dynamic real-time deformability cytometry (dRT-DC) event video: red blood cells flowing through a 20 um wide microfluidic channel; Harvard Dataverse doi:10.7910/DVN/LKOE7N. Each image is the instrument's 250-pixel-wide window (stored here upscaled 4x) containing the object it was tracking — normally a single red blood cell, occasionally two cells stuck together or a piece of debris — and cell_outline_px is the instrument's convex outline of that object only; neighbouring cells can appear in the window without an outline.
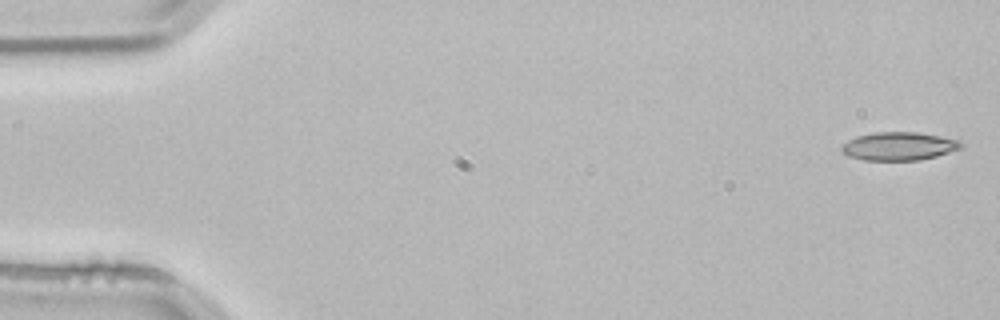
{"species": "common noctule bat (a hibernating species)", "species_latin": "Nyctalus noctula", "temperature_condition": "room temperature", "stored_images_in_passage": 52, "camera_frame_rate_fps": 3000, "um_per_image_px": 0.085, "animal": {"sex": "male", "body_mass_g": 21.5, "forearm_length_mm": 52.0}, "frame": {"image": 1, "passage_image": 1, "time_ms": 0.0, "image_size_px": [1000, 320], "cell_outline_px": [[964, 144], [960, 148], [936, 156], [920, 160], [864, 160], [848, 156], [840, 152], [840, 144], [856, 136], [876, 132], [916, 132], [940, 136], [960, 140]], "centroid_in_image_um": [76.35, 12.42], "position_along_channel_um": 8.6, "area_um2": 19.77}}
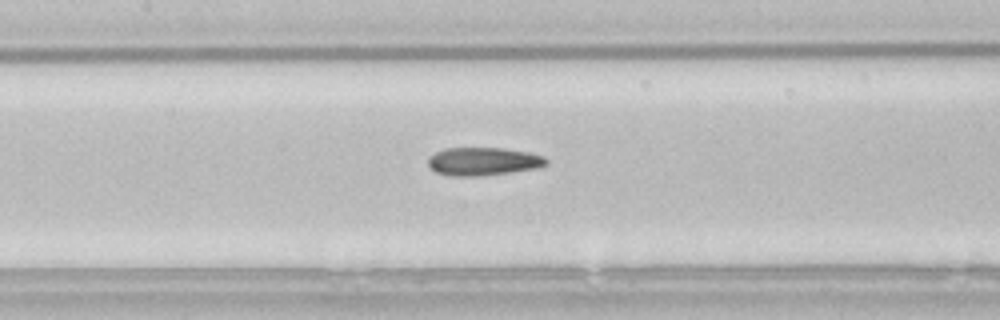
{"frame": {"image": 2, "passage_image": 24, "time_ms": 7.667, "image_size_px": [1000, 320], "cell_outline_px": [[548, 164], [540, 168], [480, 176], [452, 176], [436, 172], [428, 164], [428, 156], [444, 148], [504, 148], [528, 152], [544, 156], [548, 160]], "centroid_in_image_um": [41.1, 13.72], "position_along_channel_um": 166.3, "area_um2": 19.48}}
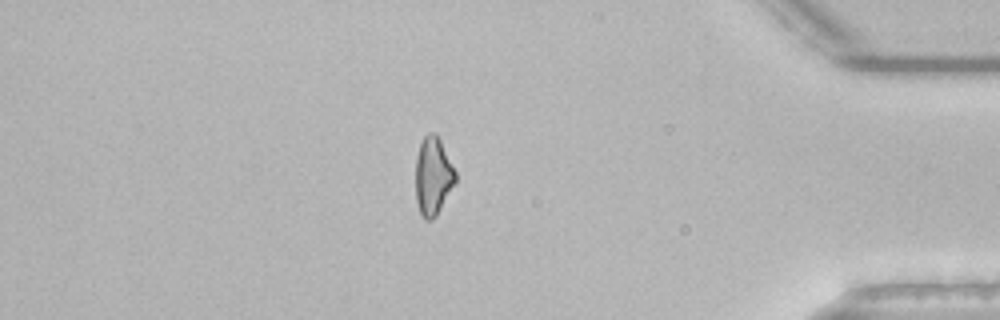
{"frame": {"image": 3, "passage_image": 45, "time_ms": 14.667, "image_size_px": [1000, 320], "cell_outline_px": [[456, 184], [436, 216], [432, 220], [424, 220], [420, 212], [416, 200], [416, 156], [420, 144], [424, 136], [428, 132], [436, 132], [456, 172]], "centroid_in_image_um": [36.82, 14.98], "position_along_channel_um": 398.4, "area_um2": 18.26}, "authors_computed_cell_mechanics": {"area_um2": 19.2185, "velocity_mm_per_s": 3.8568, "shape_relaxation_time_tau1_ms": 9.5444, "shape_relaxation_time_tau2_ms": 4.2458, "deformation_change_tau1": 0.1939, "deformation_change_tau2": 0.142}}